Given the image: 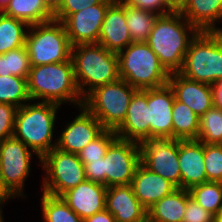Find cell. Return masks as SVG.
Here are the masks:
<instances>
[{
  "label": "cell",
  "instance_id": "6da1fadb",
  "mask_svg": "<svg viewBox=\"0 0 222 222\" xmlns=\"http://www.w3.org/2000/svg\"><path fill=\"white\" fill-rule=\"evenodd\" d=\"M199 31L179 12L158 16L146 43L171 74L182 69L190 41Z\"/></svg>",
  "mask_w": 222,
  "mask_h": 222
},
{
  "label": "cell",
  "instance_id": "5bb4252c",
  "mask_svg": "<svg viewBox=\"0 0 222 222\" xmlns=\"http://www.w3.org/2000/svg\"><path fill=\"white\" fill-rule=\"evenodd\" d=\"M78 110L79 114L65 124L56 144V148L73 154H78L105 130L100 121L83 105L78 106Z\"/></svg>",
  "mask_w": 222,
  "mask_h": 222
},
{
  "label": "cell",
  "instance_id": "d4e9b609",
  "mask_svg": "<svg viewBox=\"0 0 222 222\" xmlns=\"http://www.w3.org/2000/svg\"><path fill=\"white\" fill-rule=\"evenodd\" d=\"M3 13L22 20L29 26L54 19V15L46 8L42 0H10Z\"/></svg>",
  "mask_w": 222,
  "mask_h": 222
},
{
  "label": "cell",
  "instance_id": "4316f807",
  "mask_svg": "<svg viewBox=\"0 0 222 222\" xmlns=\"http://www.w3.org/2000/svg\"><path fill=\"white\" fill-rule=\"evenodd\" d=\"M28 29L24 21L0 12V54L25 46Z\"/></svg>",
  "mask_w": 222,
  "mask_h": 222
},
{
  "label": "cell",
  "instance_id": "b9f144b4",
  "mask_svg": "<svg viewBox=\"0 0 222 222\" xmlns=\"http://www.w3.org/2000/svg\"><path fill=\"white\" fill-rule=\"evenodd\" d=\"M214 107L222 109V79L212 85Z\"/></svg>",
  "mask_w": 222,
  "mask_h": 222
},
{
  "label": "cell",
  "instance_id": "44dd1931",
  "mask_svg": "<svg viewBox=\"0 0 222 222\" xmlns=\"http://www.w3.org/2000/svg\"><path fill=\"white\" fill-rule=\"evenodd\" d=\"M105 208L116 222H147V209L136 198L131 185L107 187Z\"/></svg>",
  "mask_w": 222,
  "mask_h": 222
},
{
  "label": "cell",
  "instance_id": "4dcf8cb0",
  "mask_svg": "<svg viewBox=\"0 0 222 222\" xmlns=\"http://www.w3.org/2000/svg\"><path fill=\"white\" fill-rule=\"evenodd\" d=\"M191 198L214 216L222 209V183L206 182L189 189Z\"/></svg>",
  "mask_w": 222,
  "mask_h": 222
},
{
  "label": "cell",
  "instance_id": "f35d334b",
  "mask_svg": "<svg viewBox=\"0 0 222 222\" xmlns=\"http://www.w3.org/2000/svg\"><path fill=\"white\" fill-rule=\"evenodd\" d=\"M126 5L139 8L148 12H153L159 16L170 14L173 10L167 5L165 0H122Z\"/></svg>",
  "mask_w": 222,
  "mask_h": 222
},
{
  "label": "cell",
  "instance_id": "8992f818",
  "mask_svg": "<svg viewBox=\"0 0 222 222\" xmlns=\"http://www.w3.org/2000/svg\"><path fill=\"white\" fill-rule=\"evenodd\" d=\"M179 73L211 86L222 79V38L217 31L197 33L189 43Z\"/></svg>",
  "mask_w": 222,
  "mask_h": 222
},
{
  "label": "cell",
  "instance_id": "f6af8a7d",
  "mask_svg": "<svg viewBox=\"0 0 222 222\" xmlns=\"http://www.w3.org/2000/svg\"><path fill=\"white\" fill-rule=\"evenodd\" d=\"M9 3L10 0H0V12H3Z\"/></svg>",
  "mask_w": 222,
  "mask_h": 222
},
{
  "label": "cell",
  "instance_id": "bcb514c9",
  "mask_svg": "<svg viewBox=\"0 0 222 222\" xmlns=\"http://www.w3.org/2000/svg\"><path fill=\"white\" fill-rule=\"evenodd\" d=\"M0 201L2 202V163L0 158Z\"/></svg>",
  "mask_w": 222,
  "mask_h": 222
},
{
  "label": "cell",
  "instance_id": "ba28073f",
  "mask_svg": "<svg viewBox=\"0 0 222 222\" xmlns=\"http://www.w3.org/2000/svg\"><path fill=\"white\" fill-rule=\"evenodd\" d=\"M137 91L123 79L95 88L85 98L83 106L106 130H116L124 121L132 96Z\"/></svg>",
  "mask_w": 222,
  "mask_h": 222
},
{
  "label": "cell",
  "instance_id": "7c38bea8",
  "mask_svg": "<svg viewBox=\"0 0 222 222\" xmlns=\"http://www.w3.org/2000/svg\"><path fill=\"white\" fill-rule=\"evenodd\" d=\"M140 164V144L116 138L103 157L105 186L130 185Z\"/></svg>",
  "mask_w": 222,
  "mask_h": 222
},
{
  "label": "cell",
  "instance_id": "f546056e",
  "mask_svg": "<svg viewBox=\"0 0 222 222\" xmlns=\"http://www.w3.org/2000/svg\"><path fill=\"white\" fill-rule=\"evenodd\" d=\"M40 207L44 222H83L61 197L42 192Z\"/></svg>",
  "mask_w": 222,
  "mask_h": 222
},
{
  "label": "cell",
  "instance_id": "f907efd6",
  "mask_svg": "<svg viewBox=\"0 0 222 222\" xmlns=\"http://www.w3.org/2000/svg\"><path fill=\"white\" fill-rule=\"evenodd\" d=\"M219 33V35L221 36L222 38V28L220 27L219 30L217 31Z\"/></svg>",
  "mask_w": 222,
  "mask_h": 222
},
{
  "label": "cell",
  "instance_id": "2e32d148",
  "mask_svg": "<svg viewBox=\"0 0 222 222\" xmlns=\"http://www.w3.org/2000/svg\"><path fill=\"white\" fill-rule=\"evenodd\" d=\"M98 43L114 53H119L132 43L126 24V4L122 0H114L108 6L101 25Z\"/></svg>",
  "mask_w": 222,
  "mask_h": 222
},
{
  "label": "cell",
  "instance_id": "ac0fdd59",
  "mask_svg": "<svg viewBox=\"0 0 222 222\" xmlns=\"http://www.w3.org/2000/svg\"><path fill=\"white\" fill-rule=\"evenodd\" d=\"M168 84L175 99L186 104L199 118L214 106L212 86L209 84L188 79L179 72L169 75Z\"/></svg>",
  "mask_w": 222,
  "mask_h": 222
},
{
  "label": "cell",
  "instance_id": "9c48e42d",
  "mask_svg": "<svg viewBox=\"0 0 222 222\" xmlns=\"http://www.w3.org/2000/svg\"><path fill=\"white\" fill-rule=\"evenodd\" d=\"M41 158L22 141L11 137L0 142L2 163V203L24 195V184L31 172V160Z\"/></svg>",
  "mask_w": 222,
  "mask_h": 222
},
{
  "label": "cell",
  "instance_id": "30bf717a",
  "mask_svg": "<svg viewBox=\"0 0 222 222\" xmlns=\"http://www.w3.org/2000/svg\"><path fill=\"white\" fill-rule=\"evenodd\" d=\"M45 171L42 182V192L60 197L67 190L76 187L86 180L84 164L78 154L53 148L39 161Z\"/></svg>",
  "mask_w": 222,
  "mask_h": 222
},
{
  "label": "cell",
  "instance_id": "52a82bcc",
  "mask_svg": "<svg viewBox=\"0 0 222 222\" xmlns=\"http://www.w3.org/2000/svg\"><path fill=\"white\" fill-rule=\"evenodd\" d=\"M25 46L31 66L71 60L72 45L63 23L55 19L29 26Z\"/></svg>",
  "mask_w": 222,
  "mask_h": 222
},
{
  "label": "cell",
  "instance_id": "484cf974",
  "mask_svg": "<svg viewBox=\"0 0 222 222\" xmlns=\"http://www.w3.org/2000/svg\"><path fill=\"white\" fill-rule=\"evenodd\" d=\"M173 139H198L199 117L186 104L174 100L172 108Z\"/></svg>",
  "mask_w": 222,
  "mask_h": 222
},
{
  "label": "cell",
  "instance_id": "836d02e7",
  "mask_svg": "<svg viewBox=\"0 0 222 222\" xmlns=\"http://www.w3.org/2000/svg\"><path fill=\"white\" fill-rule=\"evenodd\" d=\"M117 138L114 130H104L98 137L86 145L79 153V159L85 163L102 159L109 145Z\"/></svg>",
  "mask_w": 222,
  "mask_h": 222
},
{
  "label": "cell",
  "instance_id": "7bdbcfd3",
  "mask_svg": "<svg viewBox=\"0 0 222 222\" xmlns=\"http://www.w3.org/2000/svg\"><path fill=\"white\" fill-rule=\"evenodd\" d=\"M64 0H42L46 8L54 15L61 7Z\"/></svg>",
  "mask_w": 222,
  "mask_h": 222
},
{
  "label": "cell",
  "instance_id": "4fadbf2b",
  "mask_svg": "<svg viewBox=\"0 0 222 222\" xmlns=\"http://www.w3.org/2000/svg\"><path fill=\"white\" fill-rule=\"evenodd\" d=\"M113 1L103 0L100 4L70 14L62 21L72 46L98 43L105 12Z\"/></svg>",
  "mask_w": 222,
  "mask_h": 222
},
{
  "label": "cell",
  "instance_id": "1f68e13d",
  "mask_svg": "<svg viewBox=\"0 0 222 222\" xmlns=\"http://www.w3.org/2000/svg\"><path fill=\"white\" fill-rule=\"evenodd\" d=\"M30 69V59L26 46L0 54V76L15 75L28 78Z\"/></svg>",
  "mask_w": 222,
  "mask_h": 222
},
{
  "label": "cell",
  "instance_id": "74e56055",
  "mask_svg": "<svg viewBox=\"0 0 222 222\" xmlns=\"http://www.w3.org/2000/svg\"><path fill=\"white\" fill-rule=\"evenodd\" d=\"M103 0H64L60 9L54 14V19L63 21L70 14L88 8L91 5L100 4Z\"/></svg>",
  "mask_w": 222,
  "mask_h": 222
},
{
  "label": "cell",
  "instance_id": "5b68a950",
  "mask_svg": "<svg viewBox=\"0 0 222 222\" xmlns=\"http://www.w3.org/2000/svg\"><path fill=\"white\" fill-rule=\"evenodd\" d=\"M117 56L120 79L135 89L158 88L168 83L170 74L146 42H132Z\"/></svg>",
  "mask_w": 222,
  "mask_h": 222
},
{
  "label": "cell",
  "instance_id": "e575fe53",
  "mask_svg": "<svg viewBox=\"0 0 222 222\" xmlns=\"http://www.w3.org/2000/svg\"><path fill=\"white\" fill-rule=\"evenodd\" d=\"M204 165L207 181L222 183L221 144H204Z\"/></svg>",
  "mask_w": 222,
  "mask_h": 222
},
{
  "label": "cell",
  "instance_id": "603a6c76",
  "mask_svg": "<svg viewBox=\"0 0 222 222\" xmlns=\"http://www.w3.org/2000/svg\"><path fill=\"white\" fill-rule=\"evenodd\" d=\"M179 12L198 31L216 32V22H222V0H188Z\"/></svg>",
  "mask_w": 222,
  "mask_h": 222
},
{
  "label": "cell",
  "instance_id": "277c9868",
  "mask_svg": "<svg viewBox=\"0 0 222 222\" xmlns=\"http://www.w3.org/2000/svg\"><path fill=\"white\" fill-rule=\"evenodd\" d=\"M71 59L83 98L95 88L120 79L117 53L108 51L99 43L72 46Z\"/></svg>",
  "mask_w": 222,
  "mask_h": 222
},
{
  "label": "cell",
  "instance_id": "3957f363",
  "mask_svg": "<svg viewBox=\"0 0 222 222\" xmlns=\"http://www.w3.org/2000/svg\"><path fill=\"white\" fill-rule=\"evenodd\" d=\"M60 107L51 102H27L17 109L13 137L42 158L56 147L53 133Z\"/></svg>",
  "mask_w": 222,
  "mask_h": 222
},
{
  "label": "cell",
  "instance_id": "60d3db41",
  "mask_svg": "<svg viewBox=\"0 0 222 222\" xmlns=\"http://www.w3.org/2000/svg\"><path fill=\"white\" fill-rule=\"evenodd\" d=\"M83 222H116V220L114 215L105 208L103 211L85 218Z\"/></svg>",
  "mask_w": 222,
  "mask_h": 222
},
{
  "label": "cell",
  "instance_id": "c3c4849f",
  "mask_svg": "<svg viewBox=\"0 0 222 222\" xmlns=\"http://www.w3.org/2000/svg\"><path fill=\"white\" fill-rule=\"evenodd\" d=\"M4 206V204L0 201V215L3 213L2 211V207Z\"/></svg>",
  "mask_w": 222,
  "mask_h": 222
},
{
  "label": "cell",
  "instance_id": "ab89813d",
  "mask_svg": "<svg viewBox=\"0 0 222 222\" xmlns=\"http://www.w3.org/2000/svg\"><path fill=\"white\" fill-rule=\"evenodd\" d=\"M85 178L93 182L105 185V172L103 167V158L84 164Z\"/></svg>",
  "mask_w": 222,
  "mask_h": 222
},
{
  "label": "cell",
  "instance_id": "7dc6e473",
  "mask_svg": "<svg viewBox=\"0 0 222 222\" xmlns=\"http://www.w3.org/2000/svg\"><path fill=\"white\" fill-rule=\"evenodd\" d=\"M214 222H222V209L215 215Z\"/></svg>",
  "mask_w": 222,
  "mask_h": 222
},
{
  "label": "cell",
  "instance_id": "ffe728a7",
  "mask_svg": "<svg viewBox=\"0 0 222 222\" xmlns=\"http://www.w3.org/2000/svg\"><path fill=\"white\" fill-rule=\"evenodd\" d=\"M178 162L181 172V188L206 183L204 144L198 139L178 140Z\"/></svg>",
  "mask_w": 222,
  "mask_h": 222
},
{
  "label": "cell",
  "instance_id": "8fae6325",
  "mask_svg": "<svg viewBox=\"0 0 222 222\" xmlns=\"http://www.w3.org/2000/svg\"><path fill=\"white\" fill-rule=\"evenodd\" d=\"M140 163L164 179L181 188L178 162V140L151 138L140 143Z\"/></svg>",
  "mask_w": 222,
  "mask_h": 222
},
{
  "label": "cell",
  "instance_id": "f1b7e54d",
  "mask_svg": "<svg viewBox=\"0 0 222 222\" xmlns=\"http://www.w3.org/2000/svg\"><path fill=\"white\" fill-rule=\"evenodd\" d=\"M30 101L27 78L15 75L0 76V103L20 108Z\"/></svg>",
  "mask_w": 222,
  "mask_h": 222
},
{
  "label": "cell",
  "instance_id": "9a60e30c",
  "mask_svg": "<svg viewBox=\"0 0 222 222\" xmlns=\"http://www.w3.org/2000/svg\"><path fill=\"white\" fill-rule=\"evenodd\" d=\"M174 100L173 90L168 83L158 88L147 89L150 139H173L172 108Z\"/></svg>",
  "mask_w": 222,
  "mask_h": 222
},
{
  "label": "cell",
  "instance_id": "8d00e7d4",
  "mask_svg": "<svg viewBox=\"0 0 222 222\" xmlns=\"http://www.w3.org/2000/svg\"><path fill=\"white\" fill-rule=\"evenodd\" d=\"M17 107L0 103V142L13 137Z\"/></svg>",
  "mask_w": 222,
  "mask_h": 222
},
{
  "label": "cell",
  "instance_id": "ee69618b",
  "mask_svg": "<svg viewBox=\"0 0 222 222\" xmlns=\"http://www.w3.org/2000/svg\"><path fill=\"white\" fill-rule=\"evenodd\" d=\"M173 11H180L188 0H165Z\"/></svg>",
  "mask_w": 222,
  "mask_h": 222
},
{
  "label": "cell",
  "instance_id": "7a4b0ae2",
  "mask_svg": "<svg viewBox=\"0 0 222 222\" xmlns=\"http://www.w3.org/2000/svg\"><path fill=\"white\" fill-rule=\"evenodd\" d=\"M31 101L51 102L75 107L83 105L76 83L73 61L31 66L27 78Z\"/></svg>",
  "mask_w": 222,
  "mask_h": 222
},
{
  "label": "cell",
  "instance_id": "83f0119b",
  "mask_svg": "<svg viewBox=\"0 0 222 222\" xmlns=\"http://www.w3.org/2000/svg\"><path fill=\"white\" fill-rule=\"evenodd\" d=\"M159 15L126 5V24L132 42H146Z\"/></svg>",
  "mask_w": 222,
  "mask_h": 222
},
{
  "label": "cell",
  "instance_id": "7402d4cb",
  "mask_svg": "<svg viewBox=\"0 0 222 222\" xmlns=\"http://www.w3.org/2000/svg\"><path fill=\"white\" fill-rule=\"evenodd\" d=\"M130 185L136 198L147 210L177 189L173 183L151 172L141 163L137 166Z\"/></svg>",
  "mask_w": 222,
  "mask_h": 222
},
{
  "label": "cell",
  "instance_id": "d6a6232c",
  "mask_svg": "<svg viewBox=\"0 0 222 222\" xmlns=\"http://www.w3.org/2000/svg\"><path fill=\"white\" fill-rule=\"evenodd\" d=\"M198 140L203 144H222V109L213 106L199 118Z\"/></svg>",
  "mask_w": 222,
  "mask_h": 222
},
{
  "label": "cell",
  "instance_id": "cb8c5ba5",
  "mask_svg": "<svg viewBox=\"0 0 222 222\" xmlns=\"http://www.w3.org/2000/svg\"><path fill=\"white\" fill-rule=\"evenodd\" d=\"M186 189L177 188L147 210V222H183Z\"/></svg>",
  "mask_w": 222,
  "mask_h": 222
},
{
  "label": "cell",
  "instance_id": "d6986e66",
  "mask_svg": "<svg viewBox=\"0 0 222 222\" xmlns=\"http://www.w3.org/2000/svg\"><path fill=\"white\" fill-rule=\"evenodd\" d=\"M107 187L101 183L85 180L60 197L82 219L105 209Z\"/></svg>",
  "mask_w": 222,
  "mask_h": 222
},
{
  "label": "cell",
  "instance_id": "d590c367",
  "mask_svg": "<svg viewBox=\"0 0 222 222\" xmlns=\"http://www.w3.org/2000/svg\"><path fill=\"white\" fill-rule=\"evenodd\" d=\"M215 216L191 198L189 190L186 189V208L183 222H214Z\"/></svg>",
  "mask_w": 222,
  "mask_h": 222
},
{
  "label": "cell",
  "instance_id": "681fc988",
  "mask_svg": "<svg viewBox=\"0 0 222 222\" xmlns=\"http://www.w3.org/2000/svg\"><path fill=\"white\" fill-rule=\"evenodd\" d=\"M0 222H6L3 214L0 215Z\"/></svg>",
  "mask_w": 222,
  "mask_h": 222
},
{
  "label": "cell",
  "instance_id": "e0dca14e",
  "mask_svg": "<svg viewBox=\"0 0 222 222\" xmlns=\"http://www.w3.org/2000/svg\"><path fill=\"white\" fill-rule=\"evenodd\" d=\"M118 138L141 143L150 139L149 108L147 89L137 90L128 106L123 123L115 130Z\"/></svg>",
  "mask_w": 222,
  "mask_h": 222
}]
</instances>
